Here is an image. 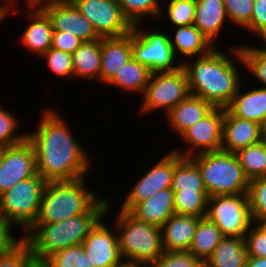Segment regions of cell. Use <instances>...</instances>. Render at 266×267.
<instances>
[{"instance_id":"3","label":"cell","mask_w":266,"mask_h":267,"mask_svg":"<svg viewBox=\"0 0 266 267\" xmlns=\"http://www.w3.org/2000/svg\"><path fill=\"white\" fill-rule=\"evenodd\" d=\"M106 197L101 196L80 215L51 224L32 225L21 237L30 244L34 259L45 261L57 251L82 244L96 224L109 214L112 206Z\"/></svg>"},{"instance_id":"20","label":"cell","mask_w":266,"mask_h":267,"mask_svg":"<svg viewBox=\"0 0 266 267\" xmlns=\"http://www.w3.org/2000/svg\"><path fill=\"white\" fill-rule=\"evenodd\" d=\"M200 217L173 214L161 227L164 251H188Z\"/></svg>"},{"instance_id":"36","label":"cell","mask_w":266,"mask_h":267,"mask_svg":"<svg viewBox=\"0 0 266 267\" xmlns=\"http://www.w3.org/2000/svg\"><path fill=\"white\" fill-rule=\"evenodd\" d=\"M44 262L49 267H94L88 260L81 244L57 251Z\"/></svg>"},{"instance_id":"18","label":"cell","mask_w":266,"mask_h":267,"mask_svg":"<svg viewBox=\"0 0 266 267\" xmlns=\"http://www.w3.org/2000/svg\"><path fill=\"white\" fill-rule=\"evenodd\" d=\"M262 140L261 124L238 118L224 108L221 150L235 154Z\"/></svg>"},{"instance_id":"29","label":"cell","mask_w":266,"mask_h":267,"mask_svg":"<svg viewBox=\"0 0 266 267\" xmlns=\"http://www.w3.org/2000/svg\"><path fill=\"white\" fill-rule=\"evenodd\" d=\"M151 70L133 57L117 71L108 86L119 87L122 91L142 95L149 82Z\"/></svg>"},{"instance_id":"38","label":"cell","mask_w":266,"mask_h":267,"mask_svg":"<svg viewBox=\"0 0 266 267\" xmlns=\"http://www.w3.org/2000/svg\"><path fill=\"white\" fill-rule=\"evenodd\" d=\"M49 71L57 77H67L69 81L74 80V67L72 55L59 49L50 48L42 56Z\"/></svg>"},{"instance_id":"21","label":"cell","mask_w":266,"mask_h":267,"mask_svg":"<svg viewBox=\"0 0 266 267\" xmlns=\"http://www.w3.org/2000/svg\"><path fill=\"white\" fill-rule=\"evenodd\" d=\"M174 29V32L171 30L173 34H170L169 31V39L176 58H178L179 62L182 64L184 58L188 60L190 58L204 56L216 47L194 24L178 26L176 28L174 27Z\"/></svg>"},{"instance_id":"30","label":"cell","mask_w":266,"mask_h":267,"mask_svg":"<svg viewBox=\"0 0 266 267\" xmlns=\"http://www.w3.org/2000/svg\"><path fill=\"white\" fill-rule=\"evenodd\" d=\"M224 237L214 222L210 221L207 217H202L198 221L188 251L206 262Z\"/></svg>"},{"instance_id":"4","label":"cell","mask_w":266,"mask_h":267,"mask_svg":"<svg viewBox=\"0 0 266 267\" xmlns=\"http://www.w3.org/2000/svg\"><path fill=\"white\" fill-rule=\"evenodd\" d=\"M87 178L47 182L33 225L51 224L85 213L100 198L87 187Z\"/></svg>"},{"instance_id":"37","label":"cell","mask_w":266,"mask_h":267,"mask_svg":"<svg viewBox=\"0 0 266 267\" xmlns=\"http://www.w3.org/2000/svg\"><path fill=\"white\" fill-rule=\"evenodd\" d=\"M20 120L0 105V147L13 146L27 139V133H17Z\"/></svg>"},{"instance_id":"23","label":"cell","mask_w":266,"mask_h":267,"mask_svg":"<svg viewBox=\"0 0 266 267\" xmlns=\"http://www.w3.org/2000/svg\"><path fill=\"white\" fill-rule=\"evenodd\" d=\"M229 20L223 0H195L194 25L215 46L217 39ZM217 44V45H216Z\"/></svg>"},{"instance_id":"15","label":"cell","mask_w":266,"mask_h":267,"mask_svg":"<svg viewBox=\"0 0 266 267\" xmlns=\"http://www.w3.org/2000/svg\"><path fill=\"white\" fill-rule=\"evenodd\" d=\"M36 4L47 14L54 30L68 31L83 42L101 39L70 0H40Z\"/></svg>"},{"instance_id":"17","label":"cell","mask_w":266,"mask_h":267,"mask_svg":"<svg viewBox=\"0 0 266 267\" xmlns=\"http://www.w3.org/2000/svg\"><path fill=\"white\" fill-rule=\"evenodd\" d=\"M25 6L27 9L23 10V14L30 23L17 40L27 51L40 56L41 59V56L52 47L54 29L47 14L36 3H28Z\"/></svg>"},{"instance_id":"7","label":"cell","mask_w":266,"mask_h":267,"mask_svg":"<svg viewBox=\"0 0 266 267\" xmlns=\"http://www.w3.org/2000/svg\"><path fill=\"white\" fill-rule=\"evenodd\" d=\"M46 181L35 175L0 194V217L23 234L37 219ZM15 226V227H14Z\"/></svg>"},{"instance_id":"25","label":"cell","mask_w":266,"mask_h":267,"mask_svg":"<svg viewBox=\"0 0 266 267\" xmlns=\"http://www.w3.org/2000/svg\"><path fill=\"white\" fill-rule=\"evenodd\" d=\"M240 85L227 109L236 117L262 125L266 118V88L257 86L243 90Z\"/></svg>"},{"instance_id":"40","label":"cell","mask_w":266,"mask_h":267,"mask_svg":"<svg viewBox=\"0 0 266 267\" xmlns=\"http://www.w3.org/2000/svg\"><path fill=\"white\" fill-rule=\"evenodd\" d=\"M34 260L30 244L21 237L7 252L0 254V267H29Z\"/></svg>"},{"instance_id":"16","label":"cell","mask_w":266,"mask_h":267,"mask_svg":"<svg viewBox=\"0 0 266 267\" xmlns=\"http://www.w3.org/2000/svg\"><path fill=\"white\" fill-rule=\"evenodd\" d=\"M104 217L81 244L94 267H119L124 261L119 252L118 233L105 223Z\"/></svg>"},{"instance_id":"43","label":"cell","mask_w":266,"mask_h":267,"mask_svg":"<svg viewBox=\"0 0 266 267\" xmlns=\"http://www.w3.org/2000/svg\"><path fill=\"white\" fill-rule=\"evenodd\" d=\"M247 257L266 258V231L253 222L245 234Z\"/></svg>"},{"instance_id":"9","label":"cell","mask_w":266,"mask_h":267,"mask_svg":"<svg viewBox=\"0 0 266 267\" xmlns=\"http://www.w3.org/2000/svg\"><path fill=\"white\" fill-rule=\"evenodd\" d=\"M142 95L143 101L138 109L141 115L160 109H163L166 115L190 95L185 69L180 67L173 72L152 73Z\"/></svg>"},{"instance_id":"32","label":"cell","mask_w":266,"mask_h":267,"mask_svg":"<svg viewBox=\"0 0 266 267\" xmlns=\"http://www.w3.org/2000/svg\"><path fill=\"white\" fill-rule=\"evenodd\" d=\"M124 17L132 26L141 24L146 18H159L162 0H118Z\"/></svg>"},{"instance_id":"35","label":"cell","mask_w":266,"mask_h":267,"mask_svg":"<svg viewBox=\"0 0 266 267\" xmlns=\"http://www.w3.org/2000/svg\"><path fill=\"white\" fill-rule=\"evenodd\" d=\"M162 6L166 5L165 11L161 8L158 21L167 19L172 22L171 26H188L194 23L195 18V0H168V4L161 3ZM163 17V18H162Z\"/></svg>"},{"instance_id":"44","label":"cell","mask_w":266,"mask_h":267,"mask_svg":"<svg viewBox=\"0 0 266 267\" xmlns=\"http://www.w3.org/2000/svg\"><path fill=\"white\" fill-rule=\"evenodd\" d=\"M244 29L266 42V0H254L251 21Z\"/></svg>"},{"instance_id":"5","label":"cell","mask_w":266,"mask_h":267,"mask_svg":"<svg viewBox=\"0 0 266 267\" xmlns=\"http://www.w3.org/2000/svg\"><path fill=\"white\" fill-rule=\"evenodd\" d=\"M115 214L112 224L118 233L119 252L124 263L149 266L164 253L160 227L139 221L120 209Z\"/></svg>"},{"instance_id":"12","label":"cell","mask_w":266,"mask_h":267,"mask_svg":"<svg viewBox=\"0 0 266 267\" xmlns=\"http://www.w3.org/2000/svg\"><path fill=\"white\" fill-rule=\"evenodd\" d=\"M224 108L214 107L200 121L188 128L180 137L186 148L175 147L182 157L221 150ZM185 141V142H184Z\"/></svg>"},{"instance_id":"49","label":"cell","mask_w":266,"mask_h":267,"mask_svg":"<svg viewBox=\"0 0 266 267\" xmlns=\"http://www.w3.org/2000/svg\"><path fill=\"white\" fill-rule=\"evenodd\" d=\"M29 267H49L44 261L34 260Z\"/></svg>"},{"instance_id":"50","label":"cell","mask_w":266,"mask_h":267,"mask_svg":"<svg viewBox=\"0 0 266 267\" xmlns=\"http://www.w3.org/2000/svg\"><path fill=\"white\" fill-rule=\"evenodd\" d=\"M119 267H148L144 264H130V263H123L121 266Z\"/></svg>"},{"instance_id":"13","label":"cell","mask_w":266,"mask_h":267,"mask_svg":"<svg viewBox=\"0 0 266 267\" xmlns=\"http://www.w3.org/2000/svg\"><path fill=\"white\" fill-rule=\"evenodd\" d=\"M174 170L175 152L171 150L135 181L119 209L129 212L137 203L151 198L161 189L171 188Z\"/></svg>"},{"instance_id":"22","label":"cell","mask_w":266,"mask_h":267,"mask_svg":"<svg viewBox=\"0 0 266 267\" xmlns=\"http://www.w3.org/2000/svg\"><path fill=\"white\" fill-rule=\"evenodd\" d=\"M129 213L139 221L161 228L175 214L174 192L171 188L161 189L151 198L137 203Z\"/></svg>"},{"instance_id":"51","label":"cell","mask_w":266,"mask_h":267,"mask_svg":"<svg viewBox=\"0 0 266 267\" xmlns=\"http://www.w3.org/2000/svg\"><path fill=\"white\" fill-rule=\"evenodd\" d=\"M261 128H262V138L264 141H266V118L262 123Z\"/></svg>"},{"instance_id":"41","label":"cell","mask_w":266,"mask_h":267,"mask_svg":"<svg viewBox=\"0 0 266 267\" xmlns=\"http://www.w3.org/2000/svg\"><path fill=\"white\" fill-rule=\"evenodd\" d=\"M148 267H205V262L189 251H164Z\"/></svg>"},{"instance_id":"48","label":"cell","mask_w":266,"mask_h":267,"mask_svg":"<svg viewBox=\"0 0 266 267\" xmlns=\"http://www.w3.org/2000/svg\"><path fill=\"white\" fill-rule=\"evenodd\" d=\"M245 267H266V258L247 257Z\"/></svg>"},{"instance_id":"47","label":"cell","mask_w":266,"mask_h":267,"mask_svg":"<svg viewBox=\"0 0 266 267\" xmlns=\"http://www.w3.org/2000/svg\"><path fill=\"white\" fill-rule=\"evenodd\" d=\"M24 1L25 4L31 3V0H0V8L3 9V21L7 19L12 13L16 15L19 11V4ZM19 2V3H18ZM3 3V4H2Z\"/></svg>"},{"instance_id":"19","label":"cell","mask_w":266,"mask_h":267,"mask_svg":"<svg viewBox=\"0 0 266 267\" xmlns=\"http://www.w3.org/2000/svg\"><path fill=\"white\" fill-rule=\"evenodd\" d=\"M132 58V31L124 36L101 38L100 82L108 84Z\"/></svg>"},{"instance_id":"6","label":"cell","mask_w":266,"mask_h":267,"mask_svg":"<svg viewBox=\"0 0 266 267\" xmlns=\"http://www.w3.org/2000/svg\"><path fill=\"white\" fill-rule=\"evenodd\" d=\"M199 167L208 196L247 193L249 179L237 155L223 150L190 157Z\"/></svg>"},{"instance_id":"52","label":"cell","mask_w":266,"mask_h":267,"mask_svg":"<svg viewBox=\"0 0 266 267\" xmlns=\"http://www.w3.org/2000/svg\"><path fill=\"white\" fill-rule=\"evenodd\" d=\"M257 224L266 231V217L262 218Z\"/></svg>"},{"instance_id":"34","label":"cell","mask_w":266,"mask_h":267,"mask_svg":"<svg viewBox=\"0 0 266 267\" xmlns=\"http://www.w3.org/2000/svg\"><path fill=\"white\" fill-rule=\"evenodd\" d=\"M262 48L251 44L240 45L241 54L245 62V70L256 79V84L266 88V42ZM265 47V48H264Z\"/></svg>"},{"instance_id":"27","label":"cell","mask_w":266,"mask_h":267,"mask_svg":"<svg viewBox=\"0 0 266 267\" xmlns=\"http://www.w3.org/2000/svg\"><path fill=\"white\" fill-rule=\"evenodd\" d=\"M246 259L245 238L225 236L205 262V267H245Z\"/></svg>"},{"instance_id":"1","label":"cell","mask_w":266,"mask_h":267,"mask_svg":"<svg viewBox=\"0 0 266 267\" xmlns=\"http://www.w3.org/2000/svg\"><path fill=\"white\" fill-rule=\"evenodd\" d=\"M63 118L57 110L45 108L37 128L27 132V139L35 151L37 173L46 182L87 177L92 168L91 155Z\"/></svg>"},{"instance_id":"10","label":"cell","mask_w":266,"mask_h":267,"mask_svg":"<svg viewBox=\"0 0 266 267\" xmlns=\"http://www.w3.org/2000/svg\"><path fill=\"white\" fill-rule=\"evenodd\" d=\"M206 217L217 225L224 236L245 237L253 223L248 194L208 197Z\"/></svg>"},{"instance_id":"11","label":"cell","mask_w":266,"mask_h":267,"mask_svg":"<svg viewBox=\"0 0 266 267\" xmlns=\"http://www.w3.org/2000/svg\"><path fill=\"white\" fill-rule=\"evenodd\" d=\"M93 25L100 38L120 37L133 26L124 17L118 0H70Z\"/></svg>"},{"instance_id":"31","label":"cell","mask_w":266,"mask_h":267,"mask_svg":"<svg viewBox=\"0 0 266 267\" xmlns=\"http://www.w3.org/2000/svg\"><path fill=\"white\" fill-rule=\"evenodd\" d=\"M235 154L249 181L266 177V141L262 140Z\"/></svg>"},{"instance_id":"8","label":"cell","mask_w":266,"mask_h":267,"mask_svg":"<svg viewBox=\"0 0 266 267\" xmlns=\"http://www.w3.org/2000/svg\"><path fill=\"white\" fill-rule=\"evenodd\" d=\"M145 29L140 24L133 26L132 57L152 73L173 72L182 67V63L176 61L169 32L157 28H149L150 32Z\"/></svg>"},{"instance_id":"42","label":"cell","mask_w":266,"mask_h":267,"mask_svg":"<svg viewBox=\"0 0 266 267\" xmlns=\"http://www.w3.org/2000/svg\"><path fill=\"white\" fill-rule=\"evenodd\" d=\"M223 2L229 23L244 29L251 21L254 0H223Z\"/></svg>"},{"instance_id":"39","label":"cell","mask_w":266,"mask_h":267,"mask_svg":"<svg viewBox=\"0 0 266 267\" xmlns=\"http://www.w3.org/2000/svg\"><path fill=\"white\" fill-rule=\"evenodd\" d=\"M247 194L252 220L258 223L266 217V177L250 180Z\"/></svg>"},{"instance_id":"24","label":"cell","mask_w":266,"mask_h":267,"mask_svg":"<svg viewBox=\"0 0 266 267\" xmlns=\"http://www.w3.org/2000/svg\"><path fill=\"white\" fill-rule=\"evenodd\" d=\"M214 107L204 99L189 95L166 115L169 129L179 137L191 126L200 121Z\"/></svg>"},{"instance_id":"53","label":"cell","mask_w":266,"mask_h":267,"mask_svg":"<svg viewBox=\"0 0 266 267\" xmlns=\"http://www.w3.org/2000/svg\"><path fill=\"white\" fill-rule=\"evenodd\" d=\"M38 1H40V0H31V3H36Z\"/></svg>"},{"instance_id":"28","label":"cell","mask_w":266,"mask_h":267,"mask_svg":"<svg viewBox=\"0 0 266 267\" xmlns=\"http://www.w3.org/2000/svg\"><path fill=\"white\" fill-rule=\"evenodd\" d=\"M171 189L183 192H207L198 165L190 157H182L176 152Z\"/></svg>"},{"instance_id":"2","label":"cell","mask_w":266,"mask_h":267,"mask_svg":"<svg viewBox=\"0 0 266 267\" xmlns=\"http://www.w3.org/2000/svg\"><path fill=\"white\" fill-rule=\"evenodd\" d=\"M239 46L230 47V52L216 46L195 60H184L182 67L187 73L190 94L208 101L213 107L226 109L243 81L244 71L239 67L244 65L245 70V62Z\"/></svg>"},{"instance_id":"14","label":"cell","mask_w":266,"mask_h":267,"mask_svg":"<svg viewBox=\"0 0 266 267\" xmlns=\"http://www.w3.org/2000/svg\"><path fill=\"white\" fill-rule=\"evenodd\" d=\"M37 174L35 151L28 139L20 144L1 148L0 194L11 189L21 180Z\"/></svg>"},{"instance_id":"45","label":"cell","mask_w":266,"mask_h":267,"mask_svg":"<svg viewBox=\"0 0 266 267\" xmlns=\"http://www.w3.org/2000/svg\"><path fill=\"white\" fill-rule=\"evenodd\" d=\"M82 40L68 31L54 30L52 48L72 54L81 44Z\"/></svg>"},{"instance_id":"46","label":"cell","mask_w":266,"mask_h":267,"mask_svg":"<svg viewBox=\"0 0 266 267\" xmlns=\"http://www.w3.org/2000/svg\"><path fill=\"white\" fill-rule=\"evenodd\" d=\"M13 227L0 217V254L7 252L15 245L21 237H16L12 231ZM20 237V238H19Z\"/></svg>"},{"instance_id":"26","label":"cell","mask_w":266,"mask_h":267,"mask_svg":"<svg viewBox=\"0 0 266 267\" xmlns=\"http://www.w3.org/2000/svg\"><path fill=\"white\" fill-rule=\"evenodd\" d=\"M71 55L74 80L100 81L101 39L82 42Z\"/></svg>"},{"instance_id":"33","label":"cell","mask_w":266,"mask_h":267,"mask_svg":"<svg viewBox=\"0 0 266 267\" xmlns=\"http://www.w3.org/2000/svg\"><path fill=\"white\" fill-rule=\"evenodd\" d=\"M173 192L175 214L206 217L209 197L207 192Z\"/></svg>"}]
</instances>
